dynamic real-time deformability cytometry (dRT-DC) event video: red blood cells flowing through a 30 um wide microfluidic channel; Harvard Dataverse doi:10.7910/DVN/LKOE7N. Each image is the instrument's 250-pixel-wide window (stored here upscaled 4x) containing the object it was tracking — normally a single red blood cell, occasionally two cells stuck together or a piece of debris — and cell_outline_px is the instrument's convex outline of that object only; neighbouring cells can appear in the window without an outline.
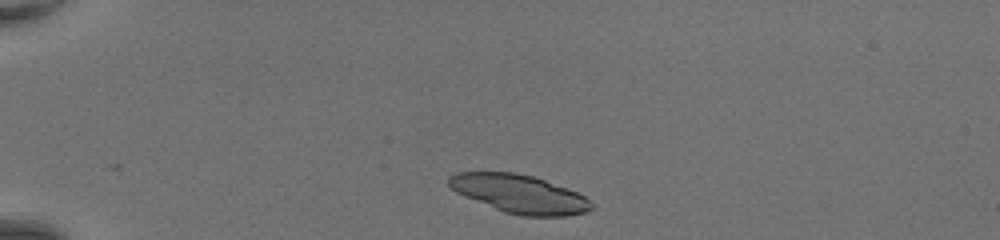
{"species": "common noctule bat (a hibernating species)", "species_latin": "Nyctalus noctula", "temperature_condition": "room temperature", "stored_images_in_passage": 37, "segment_of_instrument_passage": [1, 2], "camera_frame_rate_fps": 3000, "um_per_image_px": 0.085, "animal": {"sex": "female", "body_mass_g": 20.0, "forearm_length_mm": 54.0}, "frame": {"image": 1, "passage_image": 1, "time_ms": 0.0, "image_size_px": [1000, 240], "cell_outline_px": [[596, 208], [588, 212], [564, 216], [520, 216], [504, 212], [464, 196], [456, 192], [448, 184], [448, 176], [456, 172], [512, 172], [532, 176], [544, 180], [576, 192], [584, 196], [596, 204]], "centroid_in_image_um": [44.17, 16.49], "position_along_channel_um": 40.8, "area_um2": 31.91}}